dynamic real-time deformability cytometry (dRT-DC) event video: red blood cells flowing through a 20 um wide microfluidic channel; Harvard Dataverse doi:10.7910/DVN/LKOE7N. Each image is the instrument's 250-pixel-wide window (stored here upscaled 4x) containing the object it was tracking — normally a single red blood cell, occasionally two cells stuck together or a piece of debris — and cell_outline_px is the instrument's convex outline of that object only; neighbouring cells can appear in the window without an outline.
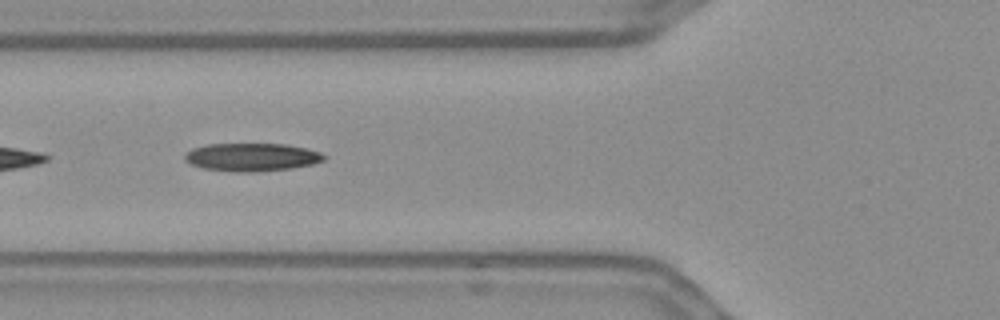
{"species": "Egyptian fruit bat (a non-hibernating species)", "species_latin": "Rousettus aegyptiacus", "temperature_condition": "warm", "stored_images_in_passage": 14, "camera_frame_rate_fps": 3000, "um_per_image_px": 0.085, "frame": {"image": 1, "passage_image": 5, "time_ms": 1.333, "image_size_px": [1000, 320], "cell_outline_px": [[324, 160], [312, 164], [292, 168], [252, 172], [236, 172], [204, 168], [192, 164], [184, 160], [184, 152], [192, 148], [204, 144], [288, 144], [308, 148], [320, 152], [324, 156]], "centroid_in_image_um": [21.37, 13.34], "position_along_channel_um": 104.4, "area_um2": 22.83}}
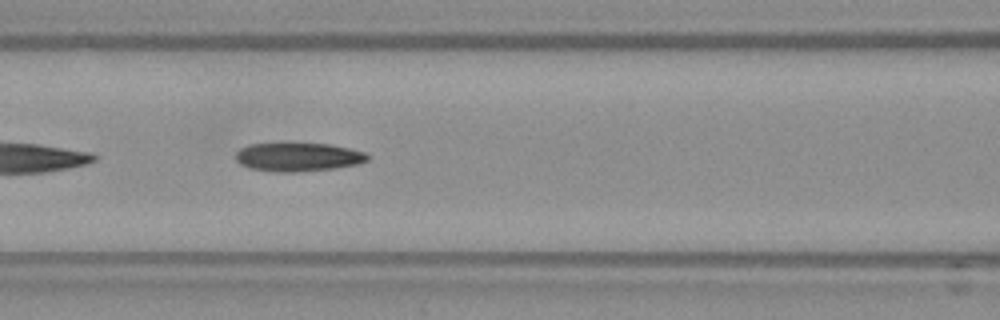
{"frame": {"image": 2, "passage_image": 8, "time_ms": 2.333, "image_size_px": [1000, 320], "cell_outline_px": [[368, 160], [356, 164], [336, 168], [300, 172], [276, 172], [248, 168], [240, 164], [236, 160], [236, 152], [240, 148], [248, 144], [284, 140], [328, 144], [348, 148], [364, 152], [368, 156]], "centroid_in_image_um": [25.25, 13.3], "position_along_channel_um": 141.4, "area_um2": 23.0}}